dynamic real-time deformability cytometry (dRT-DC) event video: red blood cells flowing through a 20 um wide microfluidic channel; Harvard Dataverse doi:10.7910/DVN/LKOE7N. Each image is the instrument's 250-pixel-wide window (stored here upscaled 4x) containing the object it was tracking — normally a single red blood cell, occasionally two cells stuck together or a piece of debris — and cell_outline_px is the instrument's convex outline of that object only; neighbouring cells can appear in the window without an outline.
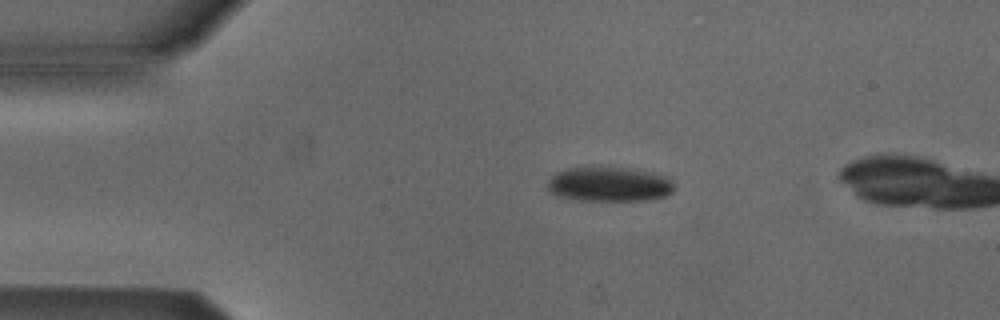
{"species": "Egyptian fruit bat (a non-hibernating species)", "species_latin": "Rousettus aegyptiacus", "temperature_condition": "cold", "stored_images_in_passage": 5, "camera_frame_rate_fps": 3000, "um_per_image_px": 0.085, "animal": {"sex": "male"}, "frame": {"image": 1, "passage_image": 3, "time_ms": 2.333, "image_size_px": [1000, 320], "cell_outline_px": [[676, 188], [672, 192], [664, 196], [644, 200], [580, 200], [560, 196], [552, 192], [548, 188], [548, 180], [556, 172], [568, 168], [624, 168], [652, 172], [668, 176], [676, 184]], "centroid_in_image_um": [51.85, 15.66], "position_along_channel_um": 33.2, "area_um2": 25.32}}